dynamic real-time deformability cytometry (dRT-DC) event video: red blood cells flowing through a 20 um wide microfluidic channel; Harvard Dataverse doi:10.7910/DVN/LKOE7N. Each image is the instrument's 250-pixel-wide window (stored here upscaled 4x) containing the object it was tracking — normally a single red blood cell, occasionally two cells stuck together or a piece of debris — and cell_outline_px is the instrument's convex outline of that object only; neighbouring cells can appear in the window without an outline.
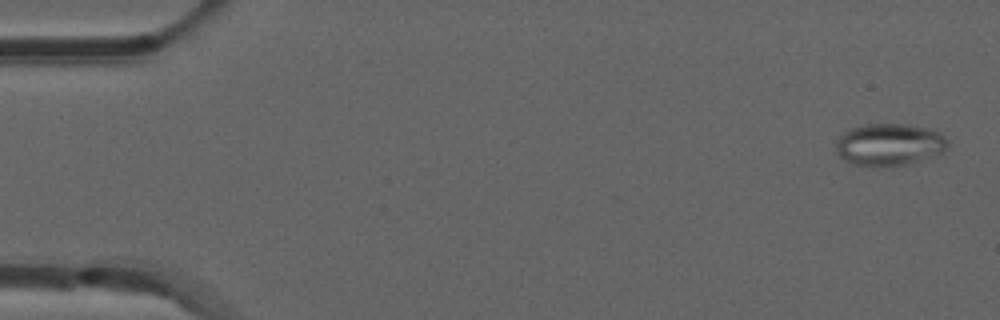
{"species": "common noctule bat (a hibernating species)", "species_latin": "Nyctalus noctula", "temperature_condition": "room temperature", "stored_images_in_passage": 26, "camera_frame_rate_fps": 3000, "um_per_image_px": 0.085, "animal": {"sex": "male", "forearm_length_mm": 52.5}, "frame": {"image": 1, "passage_image": 2, "time_ms": 0.333, "image_size_px": [1000, 320], "cell_outline_px": [[948, 144], [944, 152], [908, 164], [880, 168], [876, 168], [852, 164], [844, 160], [836, 152], [836, 140], [848, 128], [864, 124], [908, 124], [928, 128], [940, 132], [948, 140]], "centroid_in_image_um": [75.57, 12.3], "position_along_channel_um": 9.4, "area_um2": 28.03}}
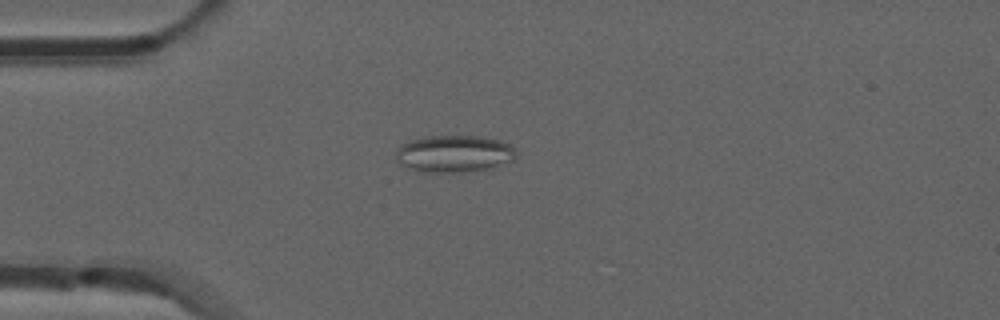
{"frame": {"image": 2, "passage_image": 14, "time_ms": 4.333, "image_size_px": [1000, 320], "cell_outline_px": [[516, 156], [512, 160], [488, 168], [460, 172], [424, 172], [400, 164], [396, 160], [396, 152], [400, 144], [412, 140], [428, 136], [480, 136], [500, 140], [516, 148]], "centroid_in_image_um": [38.59, 13.05], "position_along_channel_um": 46.4, "area_um2": 25.72}}
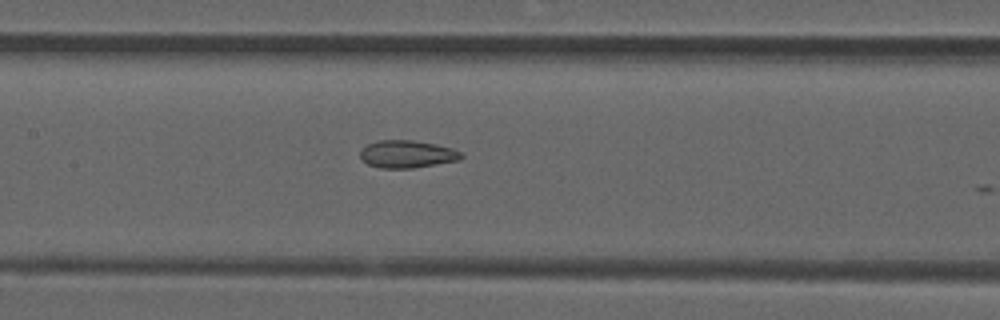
{"frame": {"image": 3, "passage_image": 25, "time_ms": 8.0, "image_size_px": [1000, 320], "cell_outline_px": [[464, 156], [460, 160], [412, 168], [380, 168], [368, 164], [360, 156], [360, 152], [368, 144], [380, 140], [412, 140], [436, 144], [452, 148], [460, 152]], "centroid_in_image_um": [34.63, 13.1], "position_along_channel_um": 172.8, "area_um2": 16.07}}